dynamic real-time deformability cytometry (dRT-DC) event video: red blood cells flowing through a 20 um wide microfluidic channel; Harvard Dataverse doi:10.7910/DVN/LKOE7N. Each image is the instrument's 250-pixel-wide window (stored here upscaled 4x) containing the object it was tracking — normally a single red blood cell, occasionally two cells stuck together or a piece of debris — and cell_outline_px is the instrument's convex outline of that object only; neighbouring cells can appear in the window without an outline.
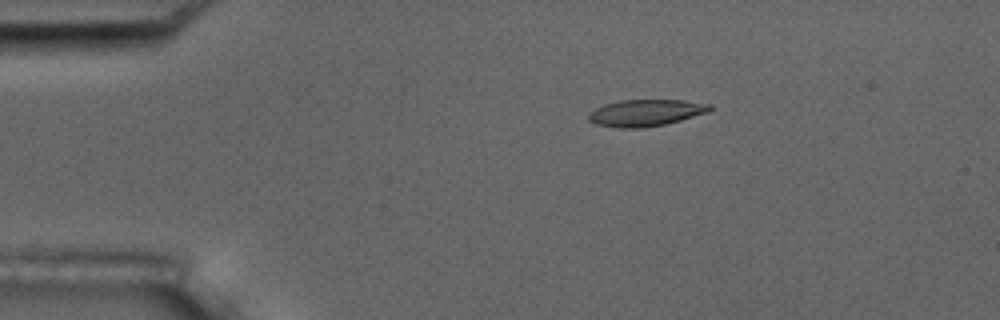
{"species": "common noctule bat (a hibernating species)", "species_latin": "Nyctalus noctula", "temperature_condition": "room temperature", "stored_images_in_passage": 2, "camera_frame_rate_fps": 3000, "um_per_image_px": 0.085, "animal": {"sex": "male", "body_mass_g": 17.5, "forearm_length_mm": 52.3}, "frame": {"image": 1, "passage_image": 1, "time_ms": 0.0, "image_size_px": [1000, 320], "cell_outline_px": [[712, 108], [708, 112], [680, 120], [664, 124], [640, 128], [620, 128], [596, 124], [588, 120], [588, 112], [604, 104], [620, 100], [684, 100], [712, 104]], "centroid_in_image_um": [54.87, 9.58], "position_along_channel_um": 30.1, "area_um2": 18.84}}